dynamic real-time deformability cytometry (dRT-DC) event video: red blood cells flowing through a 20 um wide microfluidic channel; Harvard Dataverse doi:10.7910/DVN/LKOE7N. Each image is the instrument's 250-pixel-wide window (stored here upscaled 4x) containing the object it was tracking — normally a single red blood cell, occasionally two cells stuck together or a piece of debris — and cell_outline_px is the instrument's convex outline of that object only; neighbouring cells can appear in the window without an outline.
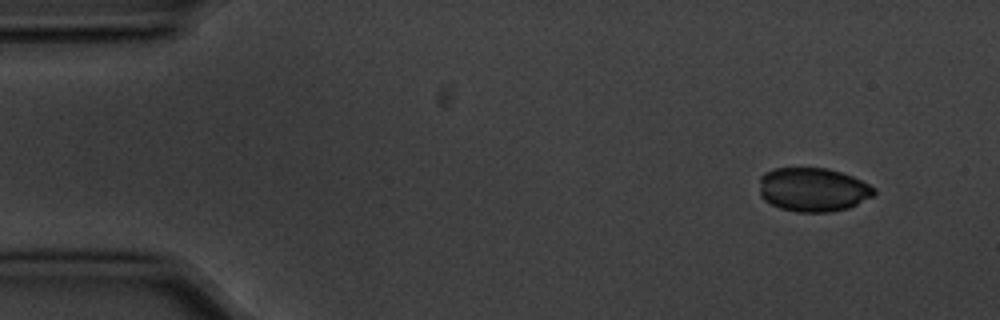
{"species": "common noctule bat (a hibernating species)", "species_latin": "Nyctalus noctula", "temperature_condition": "cold", "stored_images_in_passage": 3, "segment_of_instrument_passage": [2, 2], "camera_frame_rate_fps": 3000, "um_per_image_px": 0.085, "animal": {"sex": "male", "body_mass_g": 20.1, "forearm_length_mm": 53.5}, "frame": {"image": 1, "passage_image": 3, "time_ms": 0.667, "image_size_px": [1000, 320], "cell_outline_px": [[876, 192], [872, 196], [848, 208], [832, 212], [796, 212], [780, 208], [764, 200], [760, 196], [760, 176], [764, 172], [776, 168], [828, 168], [852, 176], [876, 188]], "centroid_in_image_um": [69.09, 16.12], "position_along_channel_um": 15.9, "area_um2": 29.36}}